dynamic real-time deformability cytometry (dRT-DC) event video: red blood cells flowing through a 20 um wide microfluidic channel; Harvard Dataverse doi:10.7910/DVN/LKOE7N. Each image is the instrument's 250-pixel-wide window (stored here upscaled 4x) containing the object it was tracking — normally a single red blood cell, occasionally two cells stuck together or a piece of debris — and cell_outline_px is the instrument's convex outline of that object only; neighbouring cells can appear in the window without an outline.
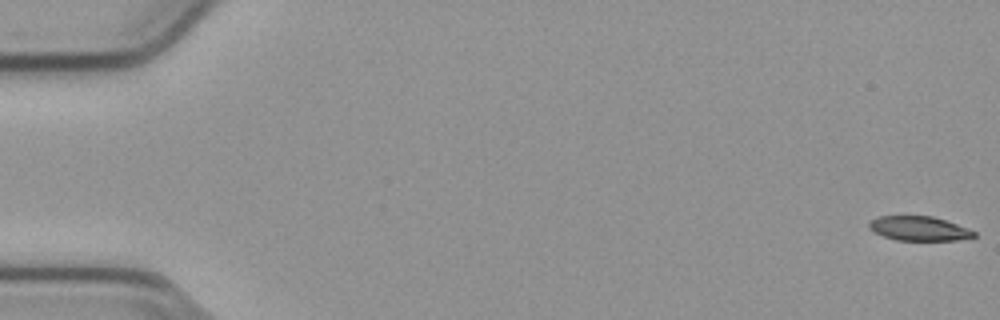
{"species": "common noctule bat (a hibernating species)", "species_latin": "Nyctalus noctula", "temperature_condition": "cold", "stored_images_in_passage": 55, "camera_frame_rate_fps": 3000, "um_per_image_px": 0.085, "animal": {"sex": "male", "body_mass_g": 23.1, "forearm_length_mm": 52.7}, "frame": {"image": 1, "passage_image": 1, "time_ms": 0.0, "image_size_px": [1000, 320], "cell_outline_px": [[976, 236], [956, 240], [896, 240], [884, 236], [876, 232], [868, 224], [876, 216], [932, 216], [968, 228], [976, 232]], "centroid_in_image_um": [78.14, 19.42], "position_along_channel_um": 6.9, "area_um2": 14.62}}
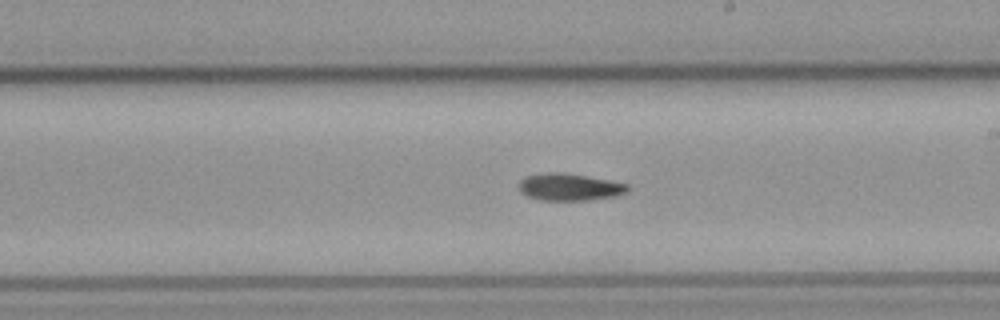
{"frame": {"image": 2, "passage_image": 32, "time_ms": 10.333, "image_size_px": [1000, 320], "cell_outline_px": [[628, 192], [616, 196], [592, 200], [540, 200], [528, 196], [520, 192], [520, 180], [524, 176], [548, 172], [560, 172], [608, 180], [628, 184]], "centroid_in_image_um": [48.4, 15.9], "position_along_channel_um": 240.6, "area_um2": 17.11}}
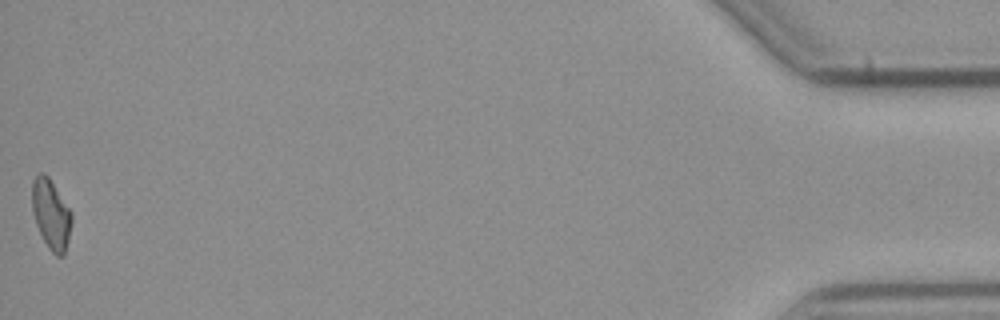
{"frame": {"image": 3, "passage_image": 55, "time_ms": 18.0, "image_size_px": [1000, 320], "cell_outline_px": [[72, 220], [68, 240], [64, 256], [56, 256], [48, 248], [36, 224], [32, 212], [32, 180], [40, 172], [44, 172], [48, 176], [72, 212]], "centroid_in_image_um": [4.33, 18.21], "position_along_channel_um": 430.9, "area_um2": 16.13}, "authors_computed_cell_mechanics": {"area_um2": 16.8198, "velocity_mm_per_s": 3.8036, "shape_relaxation_time_tau1_ms": 6.4814, "shape_relaxation_time_tau2_ms": null, "deformation_change_tau1": 0.1736, "deformation_change_tau2": null}}